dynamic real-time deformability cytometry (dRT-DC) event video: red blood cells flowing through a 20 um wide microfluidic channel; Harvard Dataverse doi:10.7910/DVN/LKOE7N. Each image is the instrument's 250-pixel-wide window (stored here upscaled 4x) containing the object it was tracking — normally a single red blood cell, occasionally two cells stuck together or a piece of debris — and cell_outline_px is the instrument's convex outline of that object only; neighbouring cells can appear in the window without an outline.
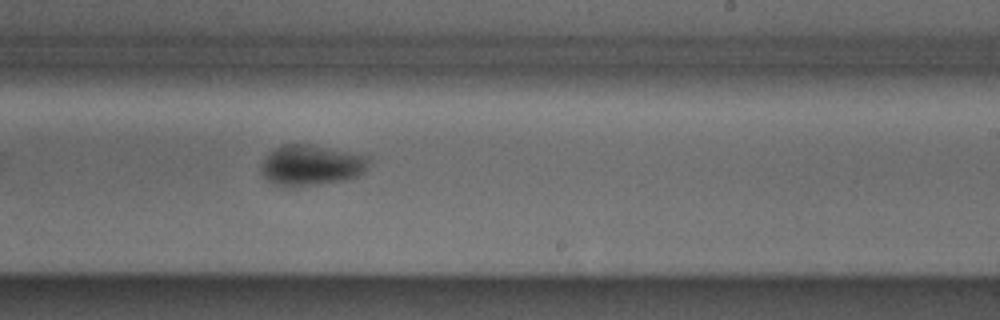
{"species": "Egyptian fruit bat (a non-hibernating species)", "species_latin": "Rousettus aegyptiacus", "temperature_condition": "cold", "stored_images_in_passage": 20, "camera_frame_rate_fps": 3000, "um_per_image_px": 0.085, "animal": {"sex": "male"}, "frame": {"image": 1, "passage_image": 17, "time_ms": 5.333, "image_size_px": [1000, 320], "cell_outline_px": [[368, 164], [364, 172], [356, 176], [344, 180], [292, 188], [272, 184], [260, 176], [260, 164], [268, 152], [284, 144], [308, 144], [368, 156]], "centroid_in_image_um": [26.35, 14.07], "position_along_channel_um": 262.6, "area_um2": 25.72}}